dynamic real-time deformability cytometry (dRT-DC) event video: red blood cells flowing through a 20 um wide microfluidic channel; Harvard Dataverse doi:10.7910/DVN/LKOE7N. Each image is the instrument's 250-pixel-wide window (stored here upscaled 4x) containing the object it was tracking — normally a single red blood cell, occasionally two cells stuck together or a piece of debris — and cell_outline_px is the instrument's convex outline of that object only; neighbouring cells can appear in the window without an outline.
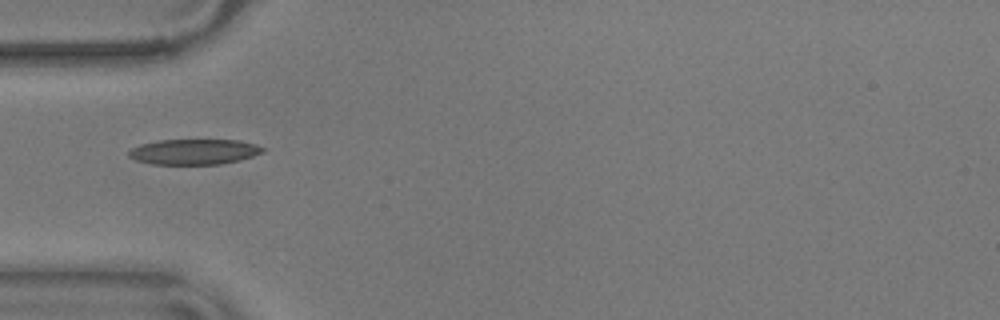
{"species": "common noctule bat (a hibernating species)", "species_latin": "Nyctalus noctula", "temperature_condition": "warm", "stored_images_in_passage": 12, "camera_frame_rate_fps": 3000, "um_per_image_px": 0.085, "animal": {"sex": "male", "body_mass_g": 17.9}, "frame": {"image": 1, "passage_image": 1, "time_ms": 0.0, "image_size_px": [1000, 320], "cell_outline_px": [[268, 148], [264, 152], [240, 160], [220, 164], [152, 164], [136, 160], [128, 156], [128, 152], [132, 148], [140, 144], [160, 140], [240, 140], [256, 144]], "centroid_in_image_um": [16.54, 12.89], "position_along_channel_um": 68.5, "area_um2": 19.94}}
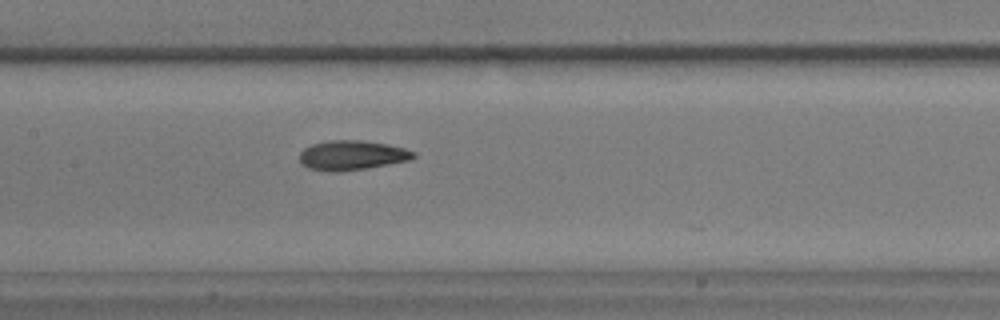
{"frame": {"image": 2, "passage_image": 10, "time_ms": 3.0, "image_size_px": [1000, 320], "cell_outline_px": [[416, 156], [412, 160], [368, 168], [340, 172], [328, 172], [308, 168], [300, 164], [300, 152], [304, 148], [312, 144], [328, 140], [360, 140], [388, 144], [404, 148], [416, 152]], "centroid_in_image_um": [29.92, 13.21], "position_along_channel_um": 177.5, "area_um2": 20.0}}